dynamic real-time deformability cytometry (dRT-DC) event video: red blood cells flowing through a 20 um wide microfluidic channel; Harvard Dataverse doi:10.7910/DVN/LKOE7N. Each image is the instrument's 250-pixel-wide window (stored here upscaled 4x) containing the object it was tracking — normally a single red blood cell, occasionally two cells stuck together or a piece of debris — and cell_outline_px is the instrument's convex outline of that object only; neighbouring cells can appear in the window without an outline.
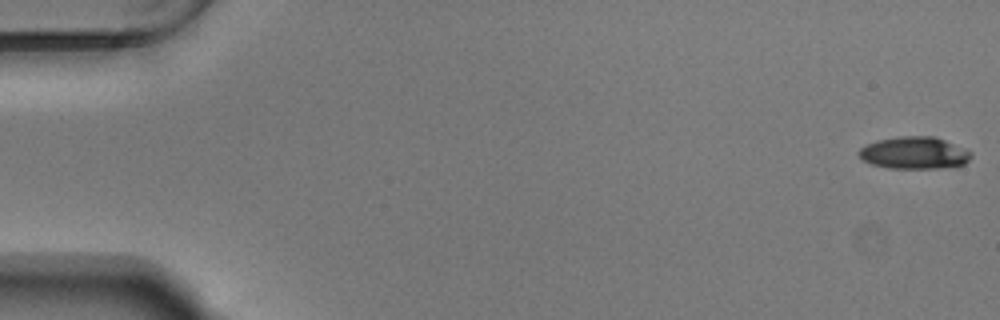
{"species": "Egyptian fruit bat (a non-hibernating species)", "species_latin": "Rousettus aegyptiacus", "temperature_condition": "warm", "stored_images_in_passage": 55, "camera_frame_rate_fps": 3000, "um_per_image_px": 0.085, "animal": {"sex": "male"}, "frame": {"image": 1, "passage_image": 1, "time_ms": 0.0, "image_size_px": [1000, 320], "cell_outline_px": [[972, 156], [964, 164], [944, 168], [888, 168], [872, 164], [864, 160], [856, 152], [860, 148], [876, 140], [900, 136], [936, 136], [964, 148], [972, 152]], "centroid_in_image_um": [77.72, 12.99], "position_along_channel_um": 7.3, "area_um2": 21.1}}
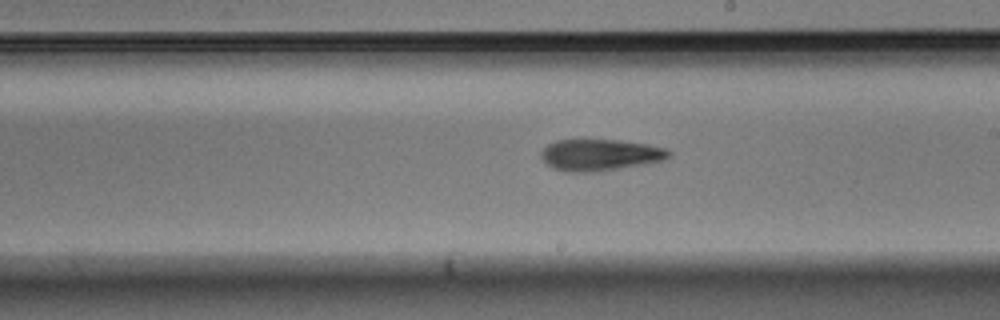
{"frame": {"image": 2, "passage_image": 32, "time_ms": 10.333, "image_size_px": [1000, 320], "cell_outline_px": [[672, 156], [664, 160], [600, 172], [572, 172], [552, 168], [540, 156], [540, 152], [548, 144], [556, 140], [620, 140], [648, 144], [668, 148], [672, 152]], "centroid_in_image_um": [51.05, 13.16], "position_along_channel_um": 237.9, "area_um2": 23.64}}
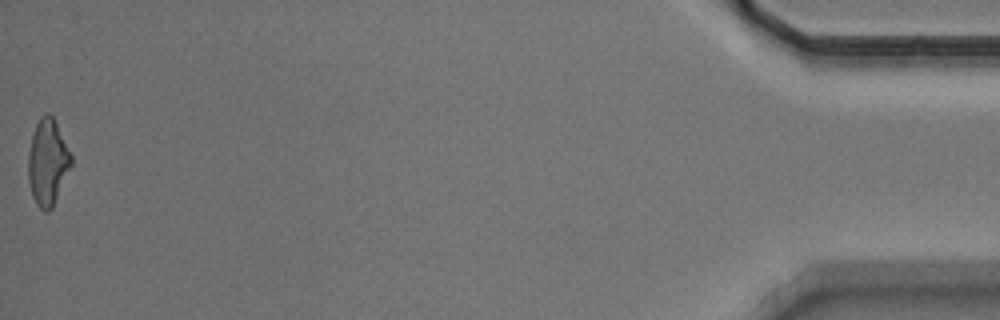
{"frame": {"image": 3, "passage_image": 55, "time_ms": 18.0, "image_size_px": [1000, 320], "cell_outline_px": [[72, 164], [52, 208], [48, 212], [44, 212], [36, 204], [32, 196], [28, 180], [28, 156], [32, 132], [40, 116], [44, 112], [48, 112], [52, 116], [72, 156]], "centroid_in_image_um": [4.03, 13.79], "position_along_channel_um": 431.2, "area_um2": 21.5}, "authors_computed_cell_mechanics": {"area_um2": 22.1374, "velocity_mm_per_s": 3.7438, "shape_relaxation_time_tau1_ms": 3.2029, "shape_relaxation_time_tau2_ms": 8.0419, "deformation_change_tau1": 0.1573, "deformation_change_tau2": 0.2112}}